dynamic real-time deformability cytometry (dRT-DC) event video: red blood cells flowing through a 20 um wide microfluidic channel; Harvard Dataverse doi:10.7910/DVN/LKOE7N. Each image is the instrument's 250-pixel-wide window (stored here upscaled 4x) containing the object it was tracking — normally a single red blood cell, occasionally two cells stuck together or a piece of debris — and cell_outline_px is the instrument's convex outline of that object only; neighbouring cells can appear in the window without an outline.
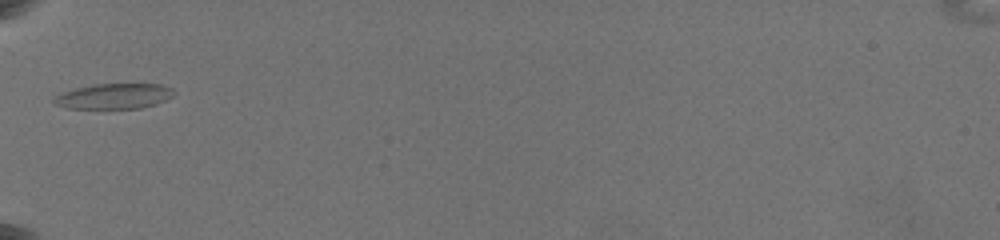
{"species": "common noctule bat (a hibernating species)", "species_latin": "Nyctalus noctula", "temperature_condition": "warm", "stored_images_in_passage": 3, "camera_frame_rate_fps": 3000, "um_per_image_px": 0.085, "animal": {"sex": "female", "body_mass_g": 19.5, "forearm_length_mm": 54.1}, "frame": {"image": 1, "passage_image": 1, "time_ms": 0.0, "image_size_px": [1000, 240], "cell_outline_px": [[172, 96], [156, 104], [140, 108], [64, 108], [56, 104], [52, 100], [56, 96], [64, 92], [76, 88], [92, 84], [160, 84], [172, 88]], "centroid_in_image_um": [9.67, 8.17], "position_along_channel_um": 75.3, "area_um2": 17.46}}